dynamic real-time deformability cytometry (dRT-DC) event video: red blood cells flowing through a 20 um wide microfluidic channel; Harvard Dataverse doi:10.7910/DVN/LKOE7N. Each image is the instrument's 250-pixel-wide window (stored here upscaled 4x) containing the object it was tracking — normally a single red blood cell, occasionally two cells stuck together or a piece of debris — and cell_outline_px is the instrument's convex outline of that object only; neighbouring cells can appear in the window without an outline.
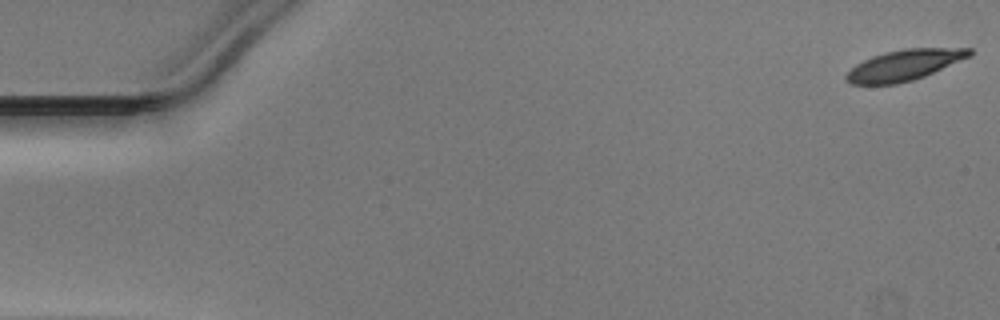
{"species": "Egyptian fruit bat (a non-hibernating species)", "species_latin": "Rousettus aegyptiacus", "temperature_condition": "warm", "stored_images_in_passage": 51, "camera_frame_rate_fps": 3000, "um_per_image_px": 0.085, "animal": {"sex": "male"}, "frame": {"image": 1, "passage_image": 1, "time_ms": 0.0, "image_size_px": [1000, 320], "cell_outline_px": [[972, 56], [924, 76], [912, 80], [896, 84], [852, 84], [844, 80], [844, 76], [856, 64], [872, 56], [884, 52], [904, 48], [972, 48]], "centroid_in_image_um": [76.87, 5.52], "position_along_channel_um": 8.1, "area_um2": 22.08}}
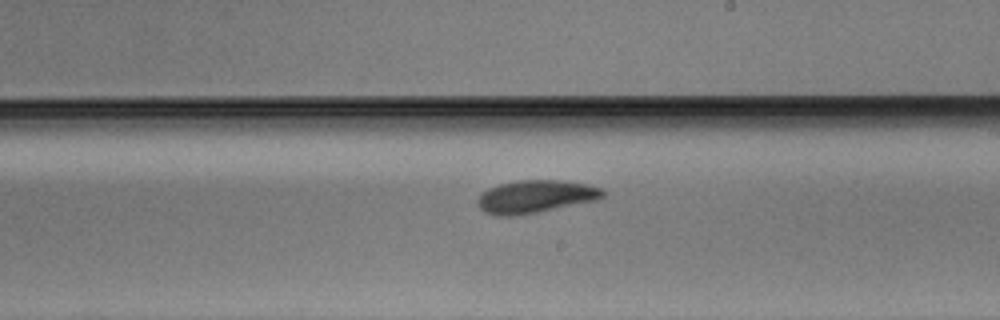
{"frame": {"image": 2, "passage_image": 30, "time_ms": 9.667, "image_size_px": [1000, 320], "cell_outline_px": [[604, 196], [596, 200], [520, 216], [496, 216], [484, 212], [476, 204], [476, 200], [488, 188], [500, 184], [516, 180], [560, 180], [588, 184], [600, 188], [604, 192]], "centroid_in_image_um": [45.48, 16.72], "position_along_channel_um": 243.5, "area_um2": 24.04}}
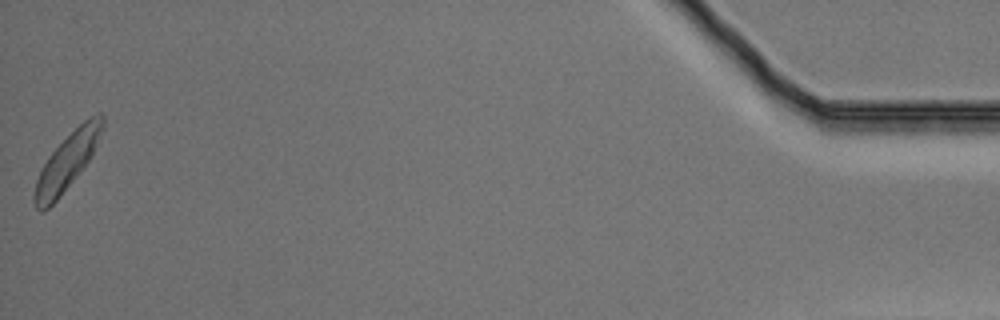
{"frame": {"image": 3, "passage_image": 51, "time_ms": 16.667, "image_size_px": [1000, 320], "cell_outline_px": [[104, 128], [92, 156], [60, 196], [44, 212], [40, 212], [36, 208], [32, 200], [32, 196], [36, 180], [48, 156], [84, 120], [100, 112], [104, 116]], "centroid_in_image_um": [5.7, 13.76], "position_along_channel_um": 429.5, "area_um2": 22.08}}